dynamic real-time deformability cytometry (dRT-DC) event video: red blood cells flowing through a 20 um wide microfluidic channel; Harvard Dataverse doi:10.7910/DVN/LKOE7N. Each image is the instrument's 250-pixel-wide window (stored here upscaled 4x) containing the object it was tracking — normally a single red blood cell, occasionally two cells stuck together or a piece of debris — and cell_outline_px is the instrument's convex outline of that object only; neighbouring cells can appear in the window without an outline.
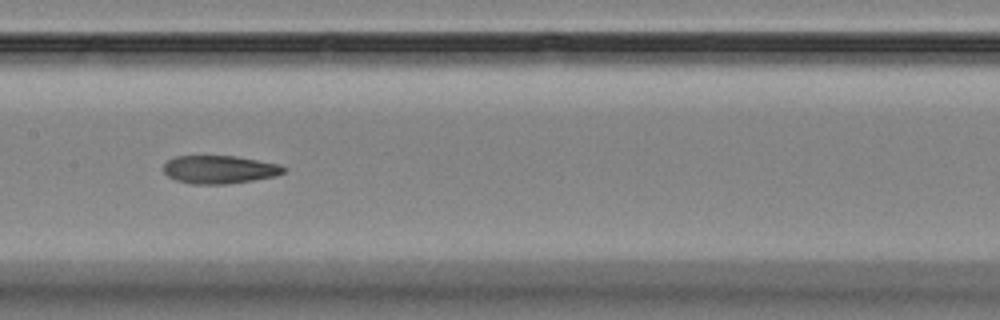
{"species": "Egyptian fruit bat (a non-hibernating species)", "species_latin": "Rousettus aegyptiacus", "temperature_condition": "room temperature", "stored_images_in_passage": 17, "segment_of_instrument_passage": [1, 2], "camera_frame_rate_fps": 3000, "um_per_image_px": 0.085, "animal": {"sex": "female"}, "frame": {"image": 1, "passage_image": 8, "time_ms": 8.0, "image_size_px": [1000, 320], "cell_outline_px": [[288, 168], [284, 172], [276, 176], [252, 180], [224, 184], [192, 184], [176, 180], [168, 176], [164, 172], [164, 164], [168, 160], [176, 156], [236, 156], [280, 164]], "centroid_in_image_um": [18.68, 14.4], "position_along_channel_um": 188.7, "area_um2": 19.65}}
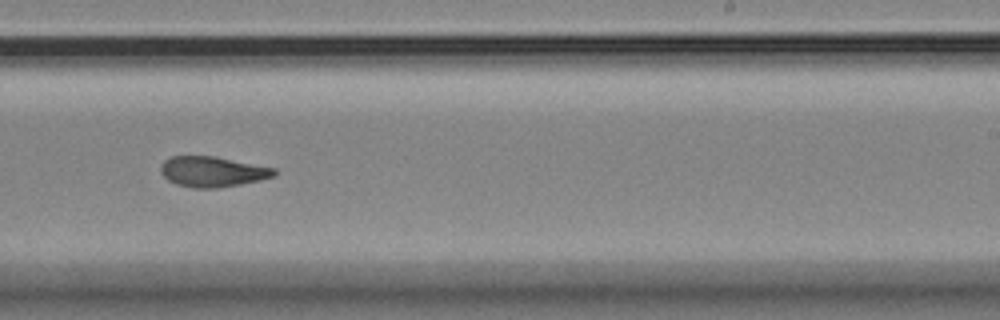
{"frame": {"image": 2, "passage_image": 10, "time_ms": 10.333, "image_size_px": [1000, 320], "cell_outline_px": [[276, 176], [260, 180], [220, 188], [192, 188], [176, 184], [168, 180], [160, 172], [160, 164], [164, 160], [172, 156], [216, 156], [276, 168]], "centroid_in_image_um": [18.06, 14.59], "position_along_channel_um": 270.9, "area_um2": 20.35}}
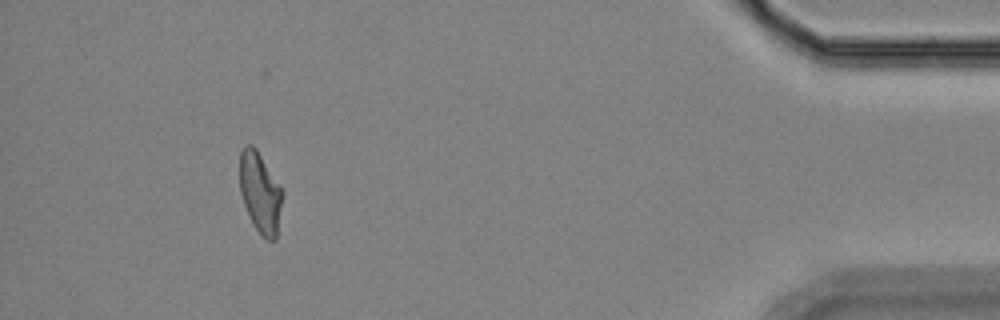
{"frame": {"image": 3, "passage_image": 15, "time_ms": 16.0, "image_size_px": [1000, 320], "cell_outline_px": [[284, 192], [276, 240], [268, 240], [252, 224], [244, 204], [240, 192], [240, 152], [244, 144], [252, 144], [256, 148]], "centroid_in_image_um": [22.12, 16.35], "position_along_channel_um": 413.1, "area_um2": 20.06}}